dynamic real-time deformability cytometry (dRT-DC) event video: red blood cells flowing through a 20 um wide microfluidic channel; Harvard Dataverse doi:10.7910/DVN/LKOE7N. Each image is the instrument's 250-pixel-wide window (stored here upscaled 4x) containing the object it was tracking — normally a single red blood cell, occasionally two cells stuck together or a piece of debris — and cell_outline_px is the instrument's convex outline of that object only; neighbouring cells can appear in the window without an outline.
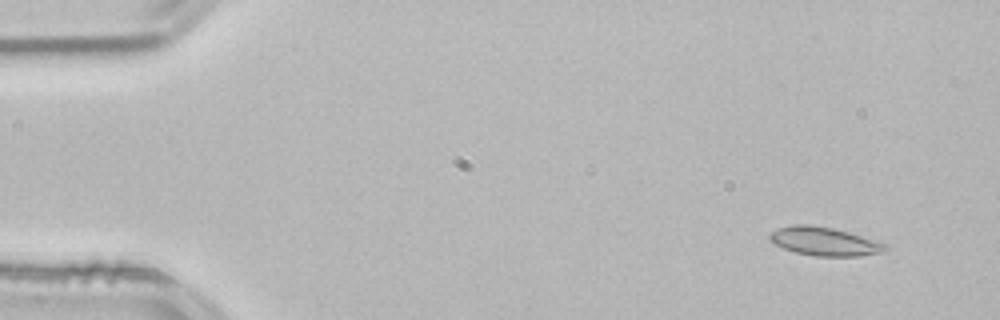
{"species": "common noctule bat (a hibernating species)", "species_latin": "Nyctalus noctula", "temperature_condition": "room temperature", "stored_images_in_passage": 53, "camera_frame_rate_fps": 3000, "um_per_image_px": 0.085, "animal": {"sex": "male", "body_mass_g": 21.5, "forearm_length_mm": 52.0}, "frame": {"image": 1, "passage_image": 4, "time_ms": 1.0, "image_size_px": [1000, 320], "cell_outline_px": [[888, 248], [884, 252], [860, 256], [816, 256], [796, 252], [784, 248], [768, 240], [768, 236], [772, 232], [780, 228], [792, 224], [808, 224], [832, 228], [848, 232], [884, 244]], "centroid_in_image_um": [70.04, 20.52], "position_along_channel_um": 15.0, "area_um2": 18.9}}
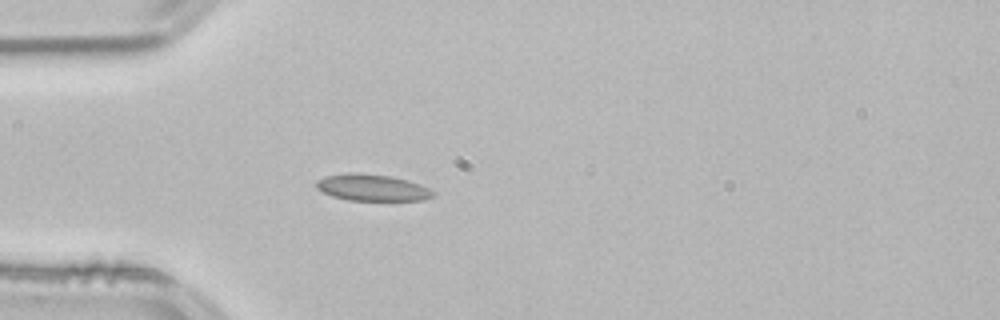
{"frame": {"image": 2, "passage_image": 15, "time_ms": 4.667, "image_size_px": [1000, 320], "cell_outline_px": [[436, 196], [424, 200], [348, 200], [332, 196], [316, 188], [316, 180], [324, 176], [348, 172], [360, 172], [392, 176], [408, 180], [420, 184], [436, 192]], "centroid_in_image_um": [31.65, 15.93], "position_along_channel_um": 53.4, "area_um2": 18.38}}
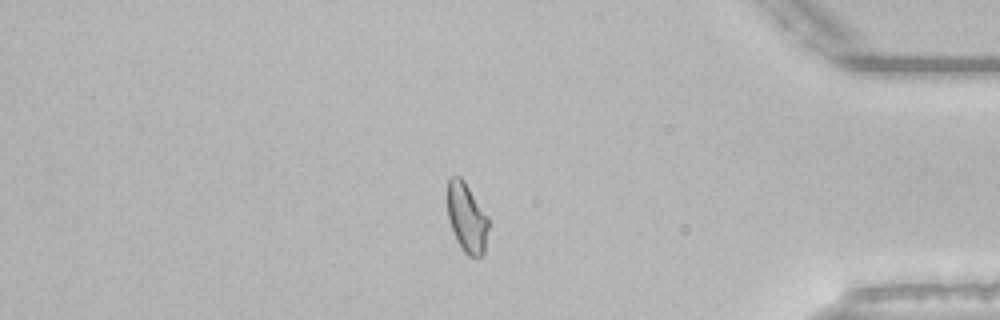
{"frame": {"image": 3, "passage_image": 45, "time_ms": 14.667, "image_size_px": [1000, 320], "cell_outline_px": [[488, 228], [484, 252], [480, 256], [468, 256], [464, 252], [456, 240], [448, 216], [448, 180], [452, 176], [460, 176], [464, 180], [488, 216]], "centroid_in_image_um": [39.68, 18.5], "position_along_channel_um": 395.5, "area_um2": 16.42}, "authors_computed_cell_mechanics": {"area_um2": 17.3978, "velocity_mm_per_s": 3.8232, "shape_relaxation_time_tau1_ms": null, "shape_relaxation_time_tau2_ms": 2.4487, "deformation_change_tau1": null, "deformation_change_tau2": 0.0555}}